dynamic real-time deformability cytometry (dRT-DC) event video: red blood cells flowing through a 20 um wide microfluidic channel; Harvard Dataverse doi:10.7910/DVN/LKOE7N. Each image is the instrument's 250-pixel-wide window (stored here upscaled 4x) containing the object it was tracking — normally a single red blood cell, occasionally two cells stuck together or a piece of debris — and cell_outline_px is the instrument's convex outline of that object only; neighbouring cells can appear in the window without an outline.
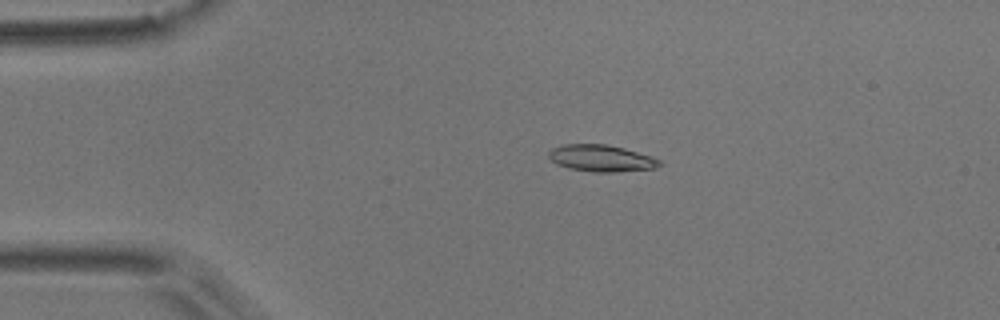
{"species": "common noctule bat (a hibernating species)", "species_latin": "Nyctalus noctula", "temperature_condition": "room temperature", "stored_images_in_passage": 4, "camera_frame_rate_fps": 3000, "um_per_image_px": 0.085, "animal": {"sex": "male", "body_mass_g": 17.9}, "frame": {"image": 1, "passage_image": 3, "time_ms": 0.667, "image_size_px": [1000, 320], "cell_outline_px": [[664, 164], [656, 168], [616, 172], [592, 172], [568, 168], [556, 164], [548, 156], [548, 152], [552, 148], [564, 144], [604, 144], [624, 148], [652, 156], [660, 160]], "centroid_in_image_um": [51.12, 13.45], "position_along_channel_um": 33.9, "area_um2": 17.4}}